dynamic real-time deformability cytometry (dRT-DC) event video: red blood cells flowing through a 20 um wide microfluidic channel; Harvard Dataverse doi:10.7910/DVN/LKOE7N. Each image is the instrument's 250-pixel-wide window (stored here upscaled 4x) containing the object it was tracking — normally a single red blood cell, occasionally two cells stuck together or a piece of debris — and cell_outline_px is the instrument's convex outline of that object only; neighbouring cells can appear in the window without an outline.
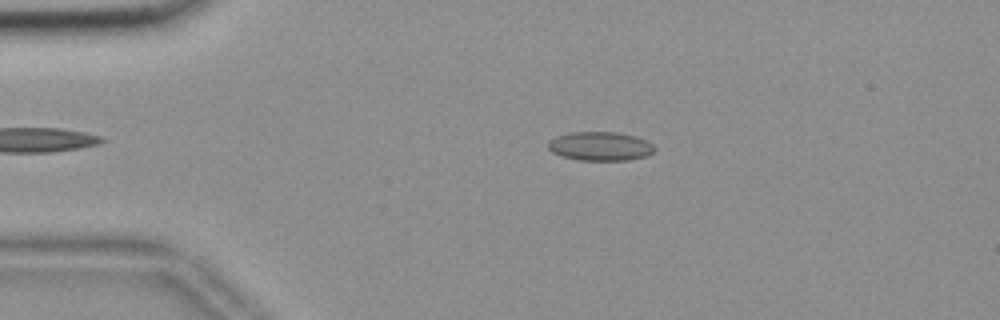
{"species": "common noctule bat (a hibernating species)", "species_latin": "Nyctalus noctula", "temperature_condition": "room temperature", "stored_images_in_passage": 48, "camera_frame_rate_fps": 3000, "um_per_image_px": 0.085, "animal": {"sex": "female", "body_mass_g": 18.4}, "frame": {"image": 1, "passage_image": 11, "time_ms": 3.333, "image_size_px": [1000, 320], "cell_outline_px": [[656, 148], [648, 156], [628, 160], [576, 160], [560, 156], [552, 152], [548, 148], [548, 140], [556, 136], [572, 132], [616, 132], [636, 136], [648, 140]], "centroid_in_image_um": [51.02, 12.43], "position_along_channel_um": 34.0, "area_um2": 18.15}}
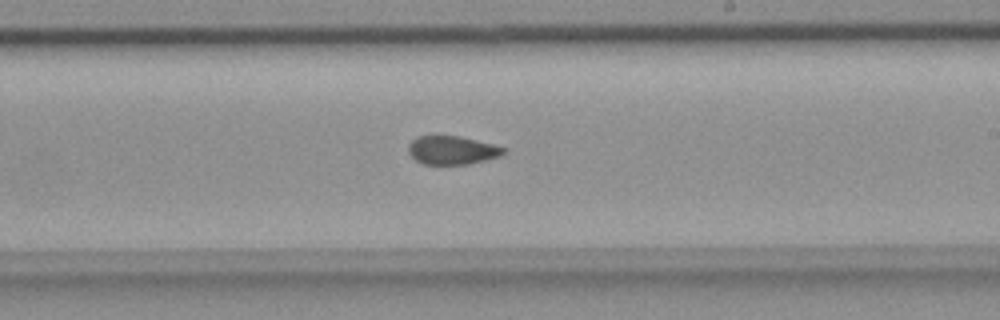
{"frame": {"image": 2, "passage_image": 32, "time_ms": 10.333, "image_size_px": [1000, 320], "cell_outline_px": [[504, 152], [500, 156], [468, 164], [424, 164], [416, 160], [408, 152], [408, 144], [416, 136], [436, 132], [460, 136], [492, 144], [504, 148]], "centroid_in_image_um": [38.34, 12.71], "position_along_channel_um": 250.7, "area_um2": 16.24}}
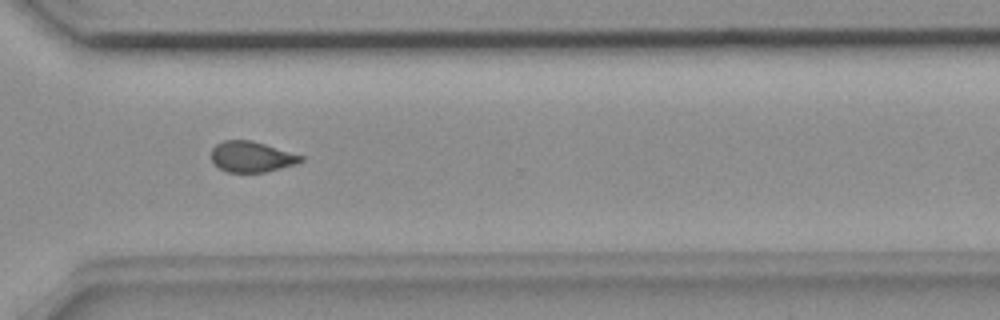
{"frame": {"image": 3, "passage_image": 40, "time_ms": 13.0, "image_size_px": [1000, 320], "cell_outline_px": [[304, 160], [296, 164], [264, 172], [228, 172], [220, 168], [212, 160], [212, 148], [216, 144], [224, 140], [252, 140], [304, 156]], "centroid_in_image_um": [21.4, 13.31], "position_along_channel_um": 349.2, "area_um2": 15.9}, "authors_computed_cell_mechanics": {"area_um2": 16.9643, "velocity_mm_per_s": 3.6877, "shape_relaxation_time_tau1_ms": null, "shape_relaxation_time_tau2_ms": 1.5738, "deformation_change_tau1": null, "deformation_change_tau2": 0.0512}}